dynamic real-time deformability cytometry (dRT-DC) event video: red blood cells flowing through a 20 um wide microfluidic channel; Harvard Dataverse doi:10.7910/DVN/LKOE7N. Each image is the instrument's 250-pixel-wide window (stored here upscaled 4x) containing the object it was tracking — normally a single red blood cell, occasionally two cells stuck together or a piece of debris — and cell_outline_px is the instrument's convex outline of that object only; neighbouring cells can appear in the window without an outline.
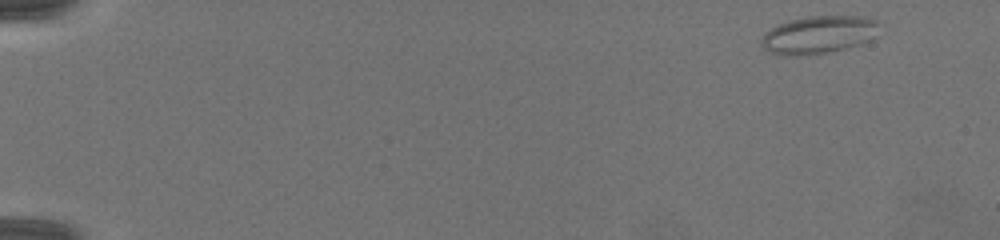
{"species": "common noctule bat (a hibernating species)", "species_latin": "Nyctalus noctula", "temperature_condition": "warm", "stored_images_in_passage": 38, "camera_frame_rate_fps": 3000, "um_per_image_px": 0.085, "animal": {"sex": "female", "body_mass_g": 19.5, "forearm_length_mm": 54.1}, "frame": {"image": 1, "passage_image": 1, "time_ms": 0.0, "image_size_px": [1000, 240], "cell_outline_px": [[880, 24], [868, 40], [860, 44], [828, 52], [792, 56], [780, 56], [764, 48], [760, 44], [760, 40], [764, 32], [780, 24], [792, 20], [808, 16], [860, 16], [876, 20]], "centroid_in_image_um": [69.52, 2.95], "position_along_channel_um": 15.5, "area_um2": 25.55}}
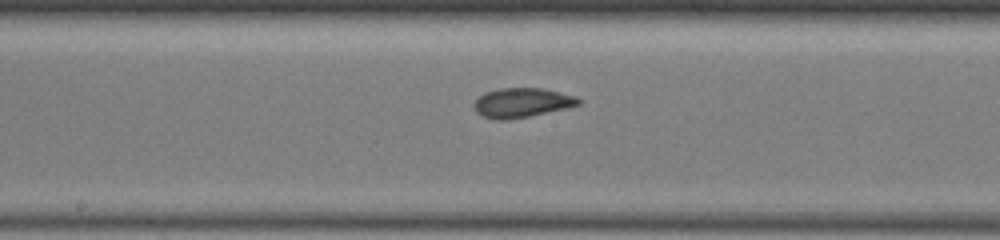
{"frame": {"image": 2, "passage_image": 23, "time_ms": 8.333, "image_size_px": [1000, 240], "cell_outline_px": [[580, 104], [568, 108], [528, 116], [504, 120], [496, 120], [484, 116], [476, 112], [476, 100], [484, 92], [500, 88], [544, 88], [576, 96], [580, 100]], "centroid_in_image_um": [44.4, 8.72], "position_along_channel_um": 203.8, "area_um2": 17.74}}
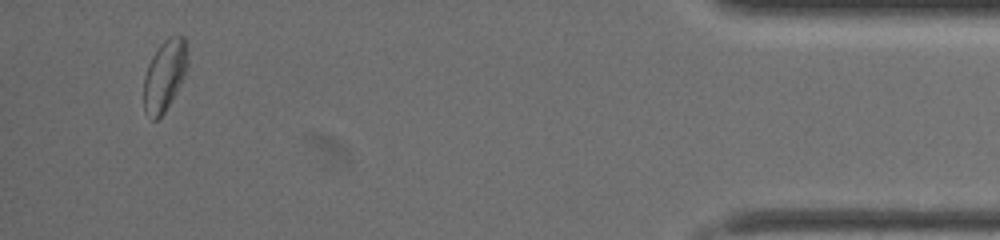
{"frame": {"image": 3, "passage_image": 38, "time_ms": 15.0, "image_size_px": [1000, 240], "cell_outline_px": [[188, 68], [172, 100], [164, 112], [156, 120], [152, 120], [144, 112], [144, 76], [148, 64], [152, 56], [160, 44], [168, 36], [184, 36], [188, 56]], "centroid_in_image_um": [13.99, 6.4], "position_along_channel_um": 421.2, "area_um2": 18.26}, "authors_computed_cell_mechanics": {"area_um2": 18.0625, "velocity_mm_per_s": 4.2147, "shape_relaxation_time_tau1_ms": 7.4467, "shape_relaxation_time_tau2_ms": 2.049, "deformation_change_tau1": 0.1765, "deformation_change_tau2": 0.0884}}